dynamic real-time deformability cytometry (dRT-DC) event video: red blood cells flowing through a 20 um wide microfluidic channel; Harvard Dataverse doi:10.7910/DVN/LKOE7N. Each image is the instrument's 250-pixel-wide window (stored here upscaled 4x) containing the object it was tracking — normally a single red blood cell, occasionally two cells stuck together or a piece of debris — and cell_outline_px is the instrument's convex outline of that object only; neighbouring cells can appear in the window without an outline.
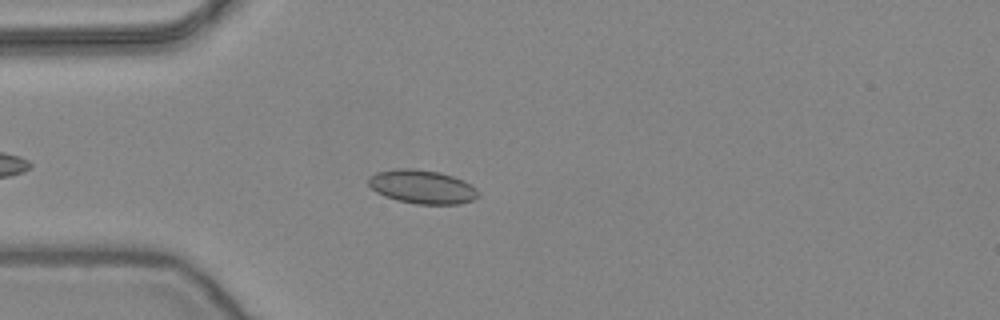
{"species": "common noctule bat (a hibernating species)", "species_latin": "Nyctalus noctula", "temperature_condition": "warm", "stored_images_in_passage": 40, "camera_frame_rate_fps": 3000, "um_per_image_px": 0.085, "animal": {"sex": "female", "body_mass_g": 24.6, "forearm_length_mm": 56.2}, "frame": {"image": 1, "passage_image": 7, "time_ms": 2.0, "image_size_px": [1000, 320], "cell_outline_px": [[480, 196], [472, 200], [460, 204], [416, 204], [396, 200], [384, 196], [376, 192], [368, 184], [368, 176], [376, 172], [396, 168], [412, 168], [440, 172], [452, 176], [476, 188]], "centroid_in_image_um": [35.84, 15.88], "position_along_channel_um": 49.2, "area_um2": 21.62}}
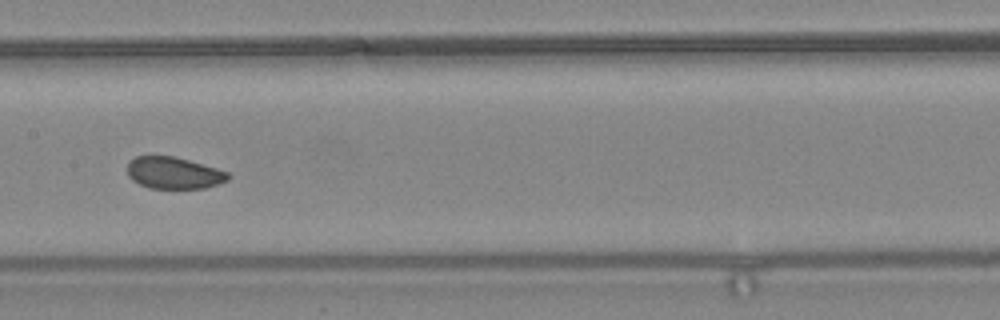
{"frame": {"image": 2, "passage_image": 19, "time_ms": 6.0, "image_size_px": [1000, 320], "cell_outline_px": [[232, 176], [228, 180], [204, 188], [148, 188], [132, 180], [128, 176], [128, 160], [136, 156], [176, 156], [216, 168], [228, 172]], "centroid_in_image_um": [14.76, 14.69], "position_along_channel_um": 192.6, "area_um2": 18.73}}
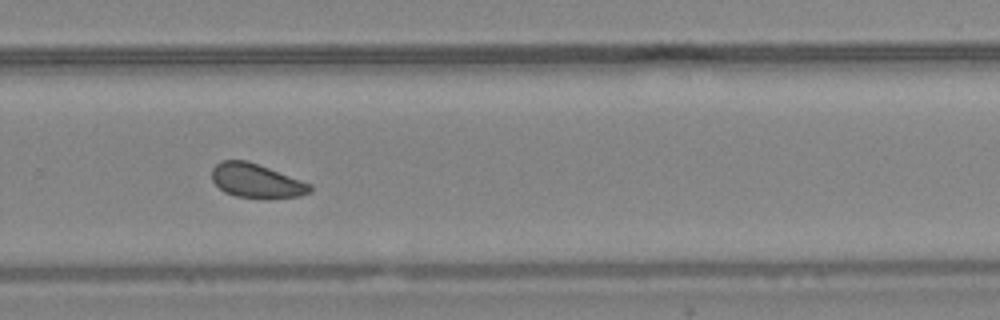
{"frame": {"image": 3, "passage_image": 28, "time_ms": 9.0, "image_size_px": [1000, 320], "cell_outline_px": [[312, 192], [300, 196], [236, 196], [224, 192], [212, 180], [212, 168], [216, 164], [224, 160], [248, 160], [312, 184]], "centroid_in_image_um": [21.78, 15.32], "position_along_channel_um": 308.0, "area_um2": 18.96}, "authors_computed_cell_mechanics": {"area_um2": 19.9988, "velocity_mm_per_s": 3.8725, "shape_relaxation_time_tau1_ms": 3.5855, "shape_relaxation_time_tau2_ms": 4.9226, "deformation_change_tau1": 0.0521, "deformation_change_tau2": 0.0781}}